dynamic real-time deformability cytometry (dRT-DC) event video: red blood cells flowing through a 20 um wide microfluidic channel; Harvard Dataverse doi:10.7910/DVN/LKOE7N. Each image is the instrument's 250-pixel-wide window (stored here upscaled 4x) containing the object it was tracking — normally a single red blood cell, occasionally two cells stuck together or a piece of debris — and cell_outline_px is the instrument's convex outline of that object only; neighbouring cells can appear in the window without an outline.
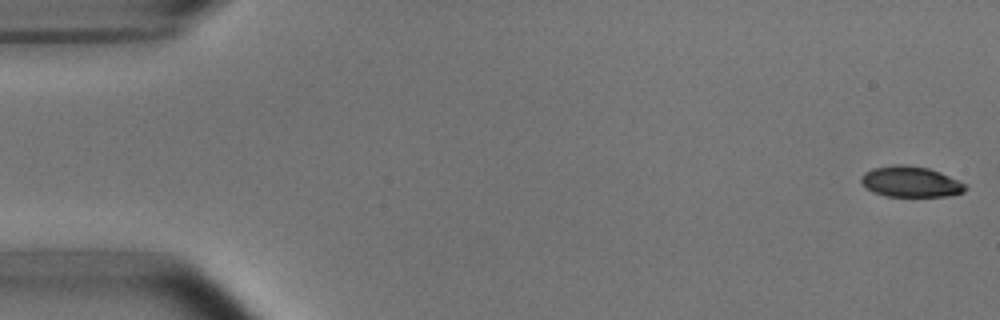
{"species": "common noctule bat (a hibernating species)", "species_latin": "Nyctalus noctula", "temperature_condition": "room temperature", "stored_images_in_passage": 52, "camera_frame_rate_fps": 3000, "um_per_image_px": 0.085, "animal": {"sex": "male", "body_mass_g": 15.6}, "frame": {"image": 1, "passage_image": 1, "time_ms": 0.0, "image_size_px": [1000, 320], "cell_outline_px": [[968, 188], [964, 192], [948, 196], [888, 196], [872, 192], [864, 188], [860, 180], [860, 176], [864, 172], [872, 168], [896, 164], [904, 164], [928, 168], [940, 172], [968, 184]], "centroid_in_image_um": [77.4, 15.44], "position_along_channel_um": 7.6, "area_um2": 18.96}}
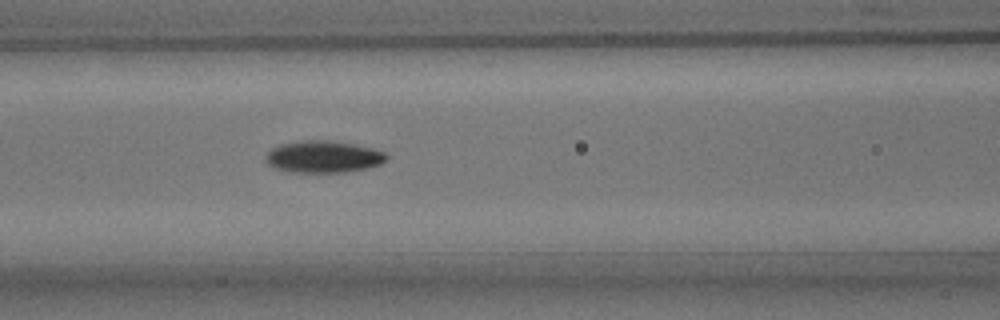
{"frame": {"image": 2, "passage_image": 22, "time_ms": 7.0, "image_size_px": [1000, 320], "cell_outline_px": [[388, 156], [380, 164], [368, 168], [344, 172], [292, 172], [276, 168], [268, 164], [264, 160], [264, 156], [272, 148], [280, 144], [304, 140], [328, 140], [352, 144], [372, 148], [384, 152]], "centroid_in_image_um": [27.45, 13.32], "position_along_channel_um": 139.1, "area_um2": 22.37}}
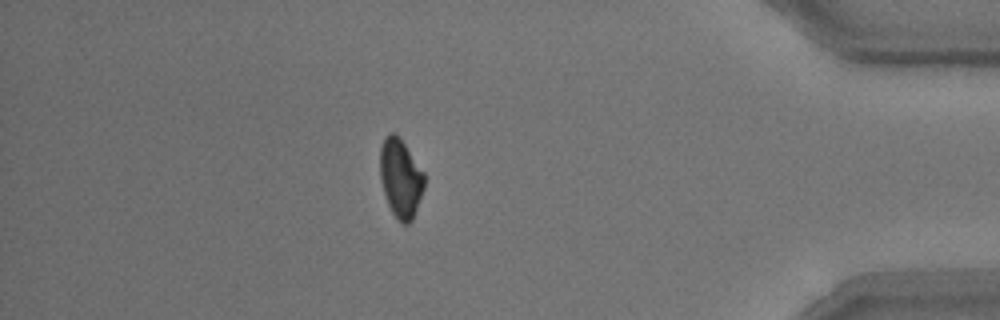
{"frame": {"image": 3, "passage_image": 46, "time_ms": 15.0, "image_size_px": [1000, 320], "cell_outline_px": [[424, 188], [412, 220], [408, 224], [404, 224], [392, 212], [388, 204], [384, 192], [380, 176], [380, 148], [384, 136], [388, 132], [392, 132], [400, 136], [424, 172]], "centroid_in_image_um": [34.04, 15.08], "position_along_channel_um": 401.2, "area_um2": 20.29}, "authors_computed_cell_mechanics": {"area_um2": 20.6924, "velocity_mm_per_s": 3.788, "shape_relaxation_time_tau1_ms": 3.1728, "shape_relaxation_time_tau2_ms": 5.363, "deformation_change_tau1": 0.1149, "deformation_change_tau2": 0.0948}}